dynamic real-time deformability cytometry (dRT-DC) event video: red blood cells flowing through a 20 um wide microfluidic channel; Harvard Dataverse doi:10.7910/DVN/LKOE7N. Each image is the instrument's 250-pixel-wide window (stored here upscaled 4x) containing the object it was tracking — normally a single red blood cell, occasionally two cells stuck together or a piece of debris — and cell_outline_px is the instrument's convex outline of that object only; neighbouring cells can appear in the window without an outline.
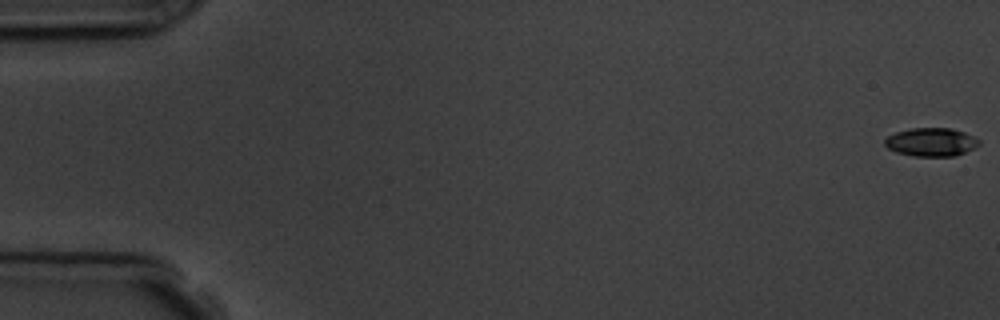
{"species": "common noctule bat (a hibernating species)", "species_latin": "Nyctalus noctula", "temperature_condition": "room temperature", "stored_images_in_passage": 5, "camera_frame_rate_fps": 3000, "um_per_image_px": 0.085, "animal": {"sex": "male", "body_mass_g": 19.5, "forearm_length_mm": 54.6}, "frame": {"image": 1, "passage_image": 1, "time_ms": 0.0, "image_size_px": [1000, 320], "cell_outline_px": [[980, 144], [956, 156], [912, 156], [896, 152], [888, 148], [884, 144], [884, 140], [888, 136], [896, 132], [912, 128], [948, 128], [964, 132], [980, 140]], "centroid_in_image_um": [79.13, 12.08], "position_along_channel_um": 5.9, "area_um2": 15.49}}
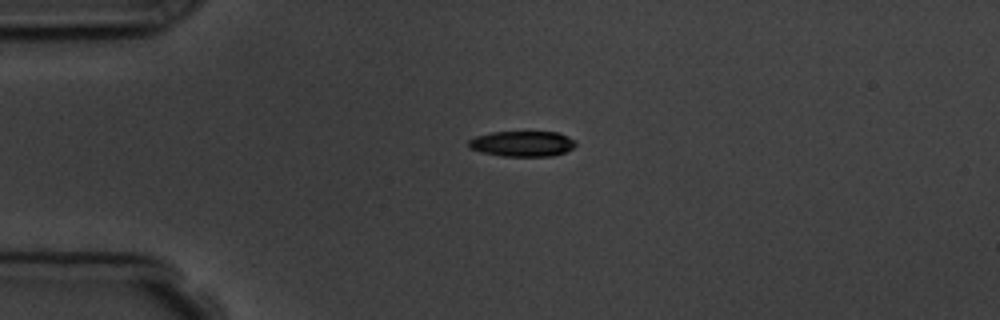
{"frame": {"image": 2, "passage_image": 4, "time_ms": 4.333, "image_size_px": [1000, 320], "cell_outline_px": [[576, 144], [572, 148], [564, 152], [552, 156], [504, 156], [480, 152], [468, 148], [468, 140], [476, 136], [492, 132], [556, 132], [568, 136], [576, 140]], "centroid_in_image_um": [44.38, 12.21], "position_along_channel_um": 40.6, "area_um2": 15.95}}